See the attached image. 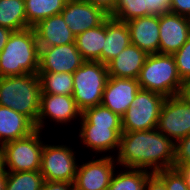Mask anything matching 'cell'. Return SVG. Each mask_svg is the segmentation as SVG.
I'll use <instances>...</instances> for the list:
<instances>
[{"label": "cell", "mask_w": 190, "mask_h": 190, "mask_svg": "<svg viewBox=\"0 0 190 190\" xmlns=\"http://www.w3.org/2000/svg\"><path fill=\"white\" fill-rule=\"evenodd\" d=\"M147 16L145 0H117L115 10L109 16L122 22Z\"/></svg>", "instance_id": "f1b7e54d"}, {"label": "cell", "mask_w": 190, "mask_h": 190, "mask_svg": "<svg viewBox=\"0 0 190 190\" xmlns=\"http://www.w3.org/2000/svg\"><path fill=\"white\" fill-rule=\"evenodd\" d=\"M40 47L34 27L12 31L0 52V77L38 74Z\"/></svg>", "instance_id": "7a4b0ae2"}, {"label": "cell", "mask_w": 190, "mask_h": 190, "mask_svg": "<svg viewBox=\"0 0 190 190\" xmlns=\"http://www.w3.org/2000/svg\"><path fill=\"white\" fill-rule=\"evenodd\" d=\"M122 133V126L82 125L79 137L86 147L95 152H107L119 149Z\"/></svg>", "instance_id": "ac0fdd59"}, {"label": "cell", "mask_w": 190, "mask_h": 190, "mask_svg": "<svg viewBox=\"0 0 190 190\" xmlns=\"http://www.w3.org/2000/svg\"><path fill=\"white\" fill-rule=\"evenodd\" d=\"M178 75L184 82L190 78V37L182 47L173 54Z\"/></svg>", "instance_id": "f546056e"}, {"label": "cell", "mask_w": 190, "mask_h": 190, "mask_svg": "<svg viewBox=\"0 0 190 190\" xmlns=\"http://www.w3.org/2000/svg\"><path fill=\"white\" fill-rule=\"evenodd\" d=\"M108 78L107 65L99 61H85L73 73L72 97L82 112L101 105Z\"/></svg>", "instance_id": "5b68a950"}, {"label": "cell", "mask_w": 190, "mask_h": 190, "mask_svg": "<svg viewBox=\"0 0 190 190\" xmlns=\"http://www.w3.org/2000/svg\"><path fill=\"white\" fill-rule=\"evenodd\" d=\"M114 159L105 156L100 159L78 165L74 180L75 190H107L113 174H115Z\"/></svg>", "instance_id": "7c38bea8"}, {"label": "cell", "mask_w": 190, "mask_h": 190, "mask_svg": "<svg viewBox=\"0 0 190 190\" xmlns=\"http://www.w3.org/2000/svg\"><path fill=\"white\" fill-rule=\"evenodd\" d=\"M190 165V134L175 143L173 166Z\"/></svg>", "instance_id": "1f68e13d"}, {"label": "cell", "mask_w": 190, "mask_h": 190, "mask_svg": "<svg viewBox=\"0 0 190 190\" xmlns=\"http://www.w3.org/2000/svg\"><path fill=\"white\" fill-rule=\"evenodd\" d=\"M130 44L128 24L109 17L106 20V39L102 48V63L107 65Z\"/></svg>", "instance_id": "44dd1931"}, {"label": "cell", "mask_w": 190, "mask_h": 190, "mask_svg": "<svg viewBox=\"0 0 190 190\" xmlns=\"http://www.w3.org/2000/svg\"><path fill=\"white\" fill-rule=\"evenodd\" d=\"M44 177L40 171L7 172L5 190H40Z\"/></svg>", "instance_id": "4316f807"}, {"label": "cell", "mask_w": 190, "mask_h": 190, "mask_svg": "<svg viewBox=\"0 0 190 190\" xmlns=\"http://www.w3.org/2000/svg\"><path fill=\"white\" fill-rule=\"evenodd\" d=\"M85 60L75 42L66 45L40 47V65L38 72H56L73 74Z\"/></svg>", "instance_id": "8fae6325"}, {"label": "cell", "mask_w": 190, "mask_h": 190, "mask_svg": "<svg viewBox=\"0 0 190 190\" xmlns=\"http://www.w3.org/2000/svg\"><path fill=\"white\" fill-rule=\"evenodd\" d=\"M106 39V21L75 36V44L85 61L102 63V48Z\"/></svg>", "instance_id": "7402d4cb"}, {"label": "cell", "mask_w": 190, "mask_h": 190, "mask_svg": "<svg viewBox=\"0 0 190 190\" xmlns=\"http://www.w3.org/2000/svg\"><path fill=\"white\" fill-rule=\"evenodd\" d=\"M68 0H24L27 28L41 20L60 14Z\"/></svg>", "instance_id": "603a6c76"}, {"label": "cell", "mask_w": 190, "mask_h": 190, "mask_svg": "<svg viewBox=\"0 0 190 190\" xmlns=\"http://www.w3.org/2000/svg\"><path fill=\"white\" fill-rule=\"evenodd\" d=\"M6 187V170L0 172V190H5Z\"/></svg>", "instance_id": "60d3db41"}, {"label": "cell", "mask_w": 190, "mask_h": 190, "mask_svg": "<svg viewBox=\"0 0 190 190\" xmlns=\"http://www.w3.org/2000/svg\"><path fill=\"white\" fill-rule=\"evenodd\" d=\"M41 87L38 74L0 77V105L12 108L37 124Z\"/></svg>", "instance_id": "3957f363"}, {"label": "cell", "mask_w": 190, "mask_h": 190, "mask_svg": "<svg viewBox=\"0 0 190 190\" xmlns=\"http://www.w3.org/2000/svg\"><path fill=\"white\" fill-rule=\"evenodd\" d=\"M173 168H176L181 173V175L184 177L187 187L190 189V165L173 166Z\"/></svg>", "instance_id": "74e56055"}, {"label": "cell", "mask_w": 190, "mask_h": 190, "mask_svg": "<svg viewBox=\"0 0 190 190\" xmlns=\"http://www.w3.org/2000/svg\"><path fill=\"white\" fill-rule=\"evenodd\" d=\"M39 47L66 45L75 42V35L68 28L62 14L41 20L34 26Z\"/></svg>", "instance_id": "e0dca14e"}, {"label": "cell", "mask_w": 190, "mask_h": 190, "mask_svg": "<svg viewBox=\"0 0 190 190\" xmlns=\"http://www.w3.org/2000/svg\"><path fill=\"white\" fill-rule=\"evenodd\" d=\"M180 95L190 103V78L183 82L182 90Z\"/></svg>", "instance_id": "ab89813d"}, {"label": "cell", "mask_w": 190, "mask_h": 190, "mask_svg": "<svg viewBox=\"0 0 190 190\" xmlns=\"http://www.w3.org/2000/svg\"><path fill=\"white\" fill-rule=\"evenodd\" d=\"M147 6V16H160L169 11L170 0H145Z\"/></svg>", "instance_id": "d6a6232c"}, {"label": "cell", "mask_w": 190, "mask_h": 190, "mask_svg": "<svg viewBox=\"0 0 190 190\" xmlns=\"http://www.w3.org/2000/svg\"><path fill=\"white\" fill-rule=\"evenodd\" d=\"M157 129L175 142L190 134V103L181 95L166 97Z\"/></svg>", "instance_id": "9c48e42d"}, {"label": "cell", "mask_w": 190, "mask_h": 190, "mask_svg": "<svg viewBox=\"0 0 190 190\" xmlns=\"http://www.w3.org/2000/svg\"><path fill=\"white\" fill-rule=\"evenodd\" d=\"M85 1L96 6L97 8L102 9L109 16L115 10V6L117 3V0H85Z\"/></svg>", "instance_id": "d590c367"}, {"label": "cell", "mask_w": 190, "mask_h": 190, "mask_svg": "<svg viewBox=\"0 0 190 190\" xmlns=\"http://www.w3.org/2000/svg\"><path fill=\"white\" fill-rule=\"evenodd\" d=\"M11 33L10 29L0 26V52L5 47Z\"/></svg>", "instance_id": "f35d334b"}, {"label": "cell", "mask_w": 190, "mask_h": 190, "mask_svg": "<svg viewBox=\"0 0 190 190\" xmlns=\"http://www.w3.org/2000/svg\"><path fill=\"white\" fill-rule=\"evenodd\" d=\"M81 119V125L122 126L121 117L102 105L85 109Z\"/></svg>", "instance_id": "83f0119b"}, {"label": "cell", "mask_w": 190, "mask_h": 190, "mask_svg": "<svg viewBox=\"0 0 190 190\" xmlns=\"http://www.w3.org/2000/svg\"><path fill=\"white\" fill-rule=\"evenodd\" d=\"M147 55L144 50L130 44L107 64L109 76L138 79Z\"/></svg>", "instance_id": "ffe728a7"}, {"label": "cell", "mask_w": 190, "mask_h": 190, "mask_svg": "<svg viewBox=\"0 0 190 190\" xmlns=\"http://www.w3.org/2000/svg\"><path fill=\"white\" fill-rule=\"evenodd\" d=\"M175 142L157 128L123 132L120 137L117 160L126 168L160 170L173 168Z\"/></svg>", "instance_id": "6da1fadb"}, {"label": "cell", "mask_w": 190, "mask_h": 190, "mask_svg": "<svg viewBox=\"0 0 190 190\" xmlns=\"http://www.w3.org/2000/svg\"><path fill=\"white\" fill-rule=\"evenodd\" d=\"M169 11L190 18V0H170Z\"/></svg>", "instance_id": "836d02e7"}, {"label": "cell", "mask_w": 190, "mask_h": 190, "mask_svg": "<svg viewBox=\"0 0 190 190\" xmlns=\"http://www.w3.org/2000/svg\"><path fill=\"white\" fill-rule=\"evenodd\" d=\"M40 134V130H36L25 138L2 145L4 168L7 165L8 172L40 171L44 148Z\"/></svg>", "instance_id": "52a82bcc"}, {"label": "cell", "mask_w": 190, "mask_h": 190, "mask_svg": "<svg viewBox=\"0 0 190 190\" xmlns=\"http://www.w3.org/2000/svg\"><path fill=\"white\" fill-rule=\"evenodd\" d=\"M153 172L146 169L130 168L112 176L107 190H144L148 178Z\"/></svg>", "instance_id": "484cf974"}, {"label": "cell", "mask_w": 190, "mask_h": 190, "mask_svg": "<svg viewBox=\"0 0 190 190\" xmlns=\"http://www.w3.org/2000/svg\"><path fill=\"white\" fill-rule=\"evenodd\" d=\"M140 90L137 79L109 76L101 105L122 117Z\"/></svg>", "instance_id": "5bb4252c"}, {"label": "cell", "mask_w": 190, "mask_h": 190, "mask_svg": "<svg viewBox=\"0 0 190 190\" xmlns=\"http://www.w3.org/2000/svg\"><path fill=\"white\" fill-rule=\"evenodd\" d=\"M159 53L173 55L190 37V18L170 11L159 16Z\"/></svg>", "instance_id": "30bf717a"}, {"label": "cell", "mask_w": 190, "mask_h": 190, "mask_svg": "<svg viewBox=\"0 0 190 190\" xmlns=\"http://www.w3.org/2000/svg\"><path fill=\"white\" fill-rule=\"evenodd\" d=\"M50 118L51 121L60 122L61 124L70 122L74 117L82 116V111L78 108L72 95H54L41 94L40 107L37 119L36 129L41 130L45 117Z\"/></svg>", "instance_id": "9a60e30c"}, {"label": "cell", "mask_w": 190, "mask_h": 190, "mask_svg": "<svg viewBox=\"0 0 190 190\" xmlns=\"http://www.w3.org/2000/svg\"><path fill=\"white\" fill-rule=\"evenodd\" d=\"M140 89L166 97L180 95L183 81L178 75L173 55L148 54L138 77Z\"/></svg>", "instance_id": "277c9868"}, {"label": "cell", "mask_w": 190, "mask_h": 190, "mask_svg": "<svg viewBox=\"0 0 190 190\" xmlns=\"http://www.w3.org/2000/svg\"><path fill=\"white\" fill-rule=\"evenodd\" d=\"M75 153L66 145H44L40 172L45 181L74 183L78 163Z\"/></svg>", "instance_id": "ba28073f"}, {"label": "cell", "mask_w": 190, "mask_h": 190, "mask_svg": "<svg viewBox=\"0 0 190 190\" xmlns=\"http://www.w3.org/2000/svg\"><path fill=\"white\" fill-rule=\"evenodd\" d=\"M155 174L164 182L167 190H190L184 177L176 168L160 170Z\"/></svg>", "instance_id": "4dcf8cb0"}, {"label": "cell", "mask_w": 190, "mask_h": 190, "mask_svg": "<svg viewBox=\"0 0 190 190\" xmlns=\"http://www.w3.org/2000/svg\"><path fill=\"white\" fill-rule=\"evenodd\" d=\"M41 94L72 95L73 74L56 72H38Z\"/></svg>", "instance_id": "d4e9b609"}, {"label": "cell", "mask_w": 190, "mask_h": 190, "mask_svg": "<svg viewBox=\"0 0 190 190\" xmlns=\"http://www.w3.org/2000/svg\"><path fill=\"white\" fill-rule=\"evenodd\" d=\"M164 100L165 97L159 93L140 89L126 113L121 117L122 131L133 132L157 128Z\"/></svg>", "instance_id": "8992f818"}, {"label": "cell", "mask_w": 190, "mask_h": 190, "mask_svg": "<svg viewBox=\"0 0 190 190\" xmlns=\"http://www.w3.org/2000/svg\"><path fill=\"white\" fill-rule=\"evenodd\" d=\"M61 14L75 36L99 26L109 18L102 9L85 0H68Z\"/></svg>", "instance_id": "4fadbf2b"}, {"label": "cell", "mask_w": 190, "mask_h": 190, "mask_svg": "<svg viewBox=\"0 0 190 190\" xmlns=\"http://www.w3.org/2000/svg\"><path fill=\"white\" fill-rule=\"evenodd\" d=\"M40 190H75L74 183L44 181Z\"/></svg>", "instance_id": "e575fe53"}, {"label": "cell", "mask_w": 190, "mask_h": 190, "mask_svg": "<svg viewBox=\"0 0 190 190\" xmlns=\"http://www.w3.org/2000/svg\"><path fill=\"white\" fill-rule=\"evenodd\" d=\"M0 26L11 31L27 28L24 0H0Z\"/></svg>", "instance_id": "cb8c5ba5"}, {"label": "cell", "mask_w": 190, "mask_h": 190, "mask_svg": "<svg viewBox=\"0 0 190 190\" xmlns=\"http://www.w3.org/2000/svg\"><path fill=\"white\" fill-rule=\"evenodd\" d=\"M3 170H5L4 159H3V147H2V144H0V172Z\"/></svg>", "instance_id": "b9f144b4"}, {"label": "cell", "mask_w": 190, "mask_h": 190, "mask_svg": "<svg viewBox=\"0 0 190 190\" xmlns=\"http://www.w3.org/2000/svg\"><path fill=\"white\" fill-rule=\"evenodd\" d=\"M144 190H167L164 182L153 173L147 180Z\"/></svg>", "instance_id": "8d00e7d4"}, {"label": "cell", "mask_w": 190, "mask_h": 190, "mask_svg": "<svg viewBox=\"0 0 190 190\" xmlns=\"http://www.w3.org/2000/svg\"><path fill=\"white\" fill-rule=\"evenodd\" d=\"M35 124L12 108L0 105V144L25 138L35 132Z\"/></svg>", "instance_id": "d6986e66"}, {"label": "cell", "mask_w": 190, "mask_h": 190, "mask_svg": "<svg viewBox=\"0 0 190 190\" xmlns=\"http://www.w3.org/2000/svg\"><path fill=\"white\" fill-rule=\"evenodd\" d=\"M131 44L147 54L159 53V16L149 15L126 22Z\"/></svg>", "instance_id": "2e32d148"}]
</instances>
